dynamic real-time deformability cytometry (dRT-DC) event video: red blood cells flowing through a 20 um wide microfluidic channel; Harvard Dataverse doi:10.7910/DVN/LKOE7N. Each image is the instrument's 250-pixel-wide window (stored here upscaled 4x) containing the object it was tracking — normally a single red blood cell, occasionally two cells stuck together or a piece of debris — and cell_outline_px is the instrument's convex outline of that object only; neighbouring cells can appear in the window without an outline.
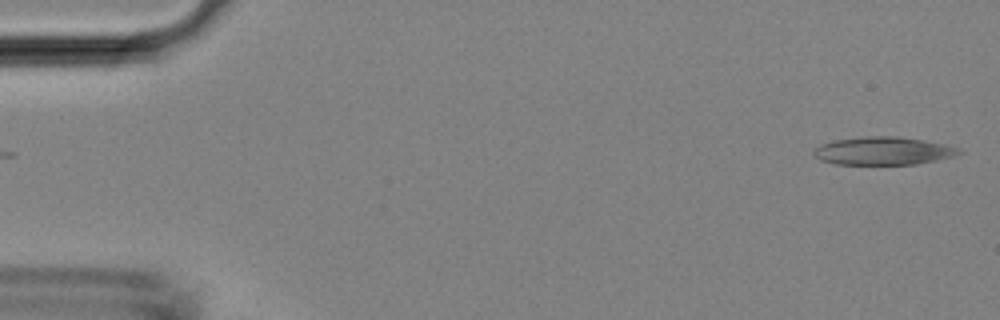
{"species": "Egyptian fruit bat (a non-hibernating species)", "species_latin": "Rousettus aegyptiacus", "temperature_condition": "room temperature", "stored_images_in_passage": 44, "camera_frame_rate_fps": 3000, "um_per_image_px": 0.085, "animal": {"sex": "female"}, "frame": {"image": 1, "passage_image": 1, "time_ms": 0.0, "image_size_px": [1000, 320], "cell_outline_px": [[964, 152], [952, 156], [936, 160], [916, 164], [836, 164], [820, 160], [812, 152], [820, 144], [832, 140], [864, 136], [896, 136], [924, 140], [944, 144], [960, 148]], "centroid_in_image_um": [75.06, 12.82], "position_along_channel_um": 9.9, "area_um2": 23.7}}
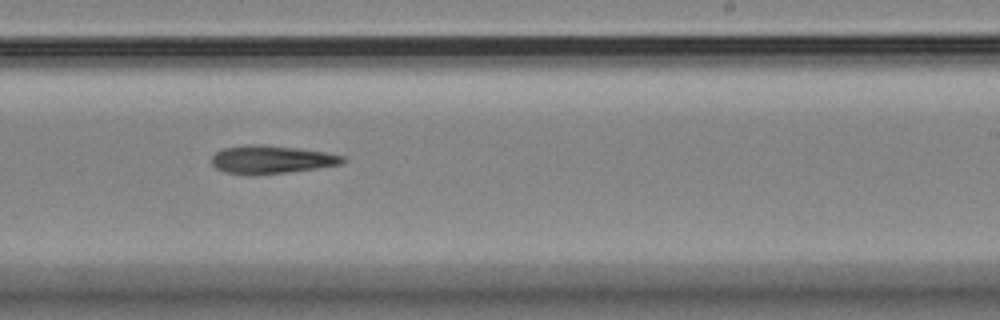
{"frame": {"image": 2, "passage_image": 27, "time_ms": 8.667, "image_size_px": [1000, 320], "cell_outline_px": [[348, 160], [344, 164], [288, 172], [252, 176], [244, 176], [224, 172], [216, 168], [212, 164], [212, 156], [216, 152], [224, 148], [252, 144], [260, 144], [296, 148], [324, 152], [348, 156]], "centroid_in_image_um": [23.09, 13.58], "position_along_channel_um": 265.9, "area_um2": 21.85}}
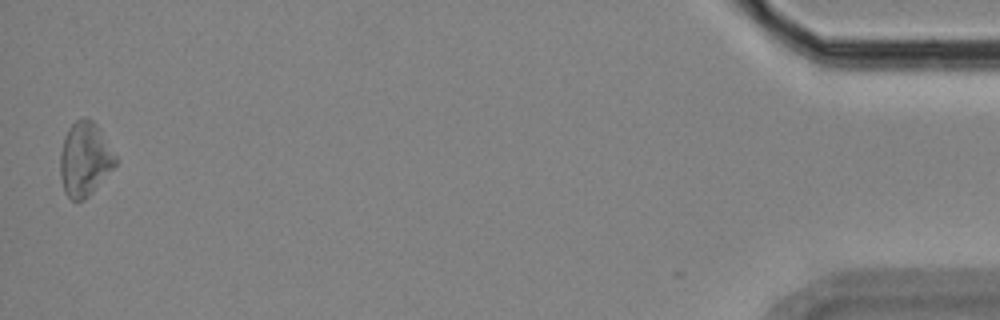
{"frame": {"image": 3, "passage_image": 44, "time_ms": 14.333, "image_size_px": [1000, 320], "cell_outline_px": [[116, 164], [92, 192], [84, 200], [72, 200], [64, 192], [60, 176], [60, 152], [64, 136], [68, 128], [76, 120], [84, 116], [92, 120], [100, 128], [116, 156]], "centroid_in_image_um": [7.19, 13.5], "position_along_channel_um": 428.0, "area_um2": 23.81}}